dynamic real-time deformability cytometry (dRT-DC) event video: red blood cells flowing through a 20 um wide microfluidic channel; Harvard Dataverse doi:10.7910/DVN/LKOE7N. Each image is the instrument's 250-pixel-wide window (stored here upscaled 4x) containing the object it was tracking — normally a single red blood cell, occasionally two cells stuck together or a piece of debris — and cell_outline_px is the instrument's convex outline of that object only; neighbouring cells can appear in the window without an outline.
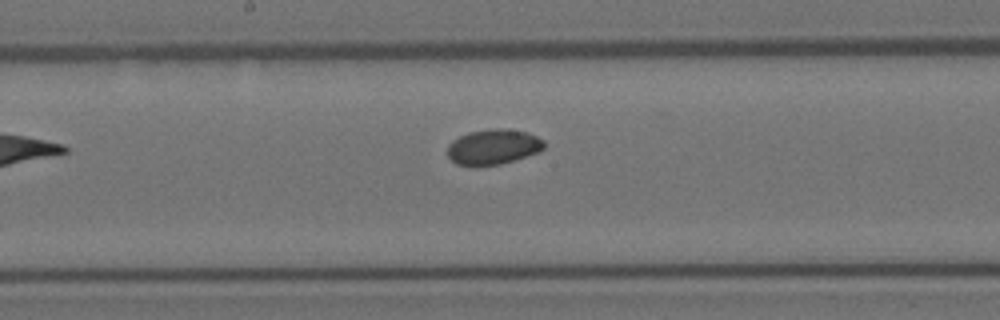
{"species": "Egyptian fruit bat (a non-hibernating species)", "species_latin": "Rousettus aegyptiacus", "temperature_condition": "room temperature", "stored_images_in_passage": 9, "camera_frame_rate_fps": 3000, "um_per_image_px": 0.085, "animal": {"sex": "female"}, "frame": {"image": 1, "passage_image": 9, "time_ms": 2.667, "image_size_px": [1000, 320], "cell_outline_px": [[544, 148], [540, 152], [500, 164], [476, 168], [456, 164], [448, 156], [448, 144], [452, 140], [468, 132], [492, 128], [504, 128], [528, 132], [544, 140]], "centroid_in_image_um": [41.91, 12.5], "position_along_channel_um": 206.3, "area_um2": 20.29}}